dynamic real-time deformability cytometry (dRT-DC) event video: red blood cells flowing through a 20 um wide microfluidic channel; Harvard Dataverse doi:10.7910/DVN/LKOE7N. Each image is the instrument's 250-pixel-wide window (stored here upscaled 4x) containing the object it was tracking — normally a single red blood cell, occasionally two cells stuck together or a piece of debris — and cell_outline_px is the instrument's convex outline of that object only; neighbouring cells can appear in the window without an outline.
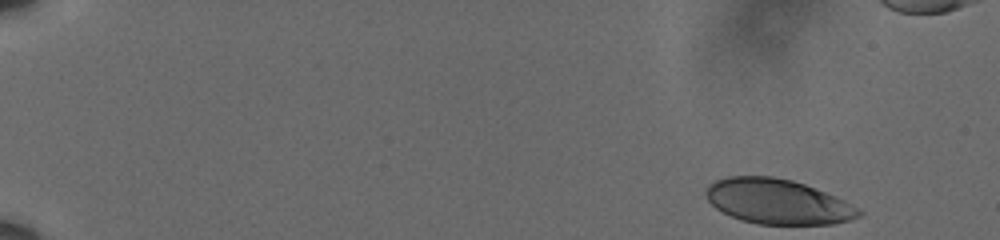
{"species": "human", "species_latin": "Homo sapiens", "temperature_condition": "cold", "stored_images_in_passage": 52, "camera_frame_rate_fps": 3000, "um_per_image_px": 0.085, "donor": {"sex": "male"}, "frame": {"image": 1, "passage_image": 1, "time_ms": 0.0, "image_size_px": [1000, 240], "cell_outline_px": [[864, 212], [860, 216], [848, 220], [832, 224], [756, 224], [740, 220], [716, 208], [708, 200], [704, 192], [708, 184], [716, 180], [728, 176], [772, 176], [792, 180], [804, 184], [844, 200], [860, 208]], "centroid_in_image_um": [66.09, 17.13], "position_along_channel_um": 18.9, "area_um2": 40.0}}
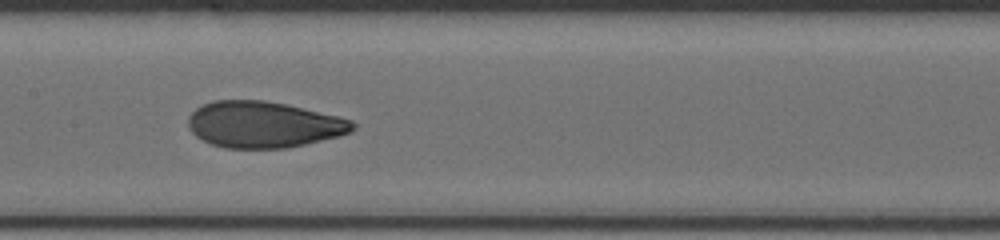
{"frame": {"image": 2, "passage_image": 28, "time_ms": 9.0, "image_size_px": [1000, 240], "cell_outline_px": [[356, 128], [340, 136], [288, 148], [224, 148], [212, 144], [196, 136], [188, 128], [188, 116], [196, 108], [212, 100], [264, 100], [284, 104], [336, 116], [352, 120], [356, 124]], "centroid_in_image_um": [22.38, 10.59], "position_along_channel_um": 185.0, "area_um2": 44.22}}
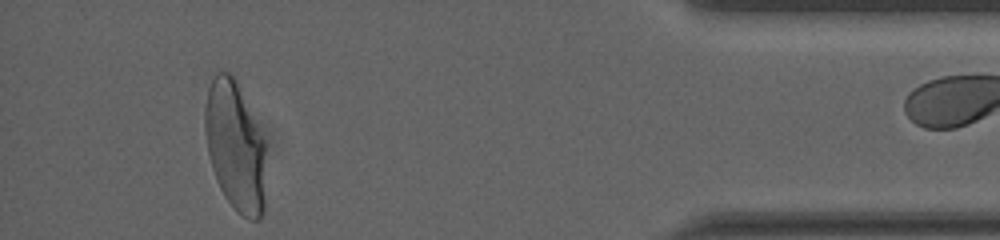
{"frame": {"image": 3, "passage_image": 51, "time_ms": 16.667, "image_size_px": [1000, 240], "cell_outline_px": [[264, 212], [260, 220], [248, 220], [236, 212], [224, 196], [220, 188], [212, 168], [208, 156], [204, 128], [204, 108], [208, 88], [216, 72], [228, 72], [236, 80], [264, 140]], "centroid_in_image_um": [19.96, 12.47], "position_along_channel_um": 415.2, "area_um2": 46.01}}